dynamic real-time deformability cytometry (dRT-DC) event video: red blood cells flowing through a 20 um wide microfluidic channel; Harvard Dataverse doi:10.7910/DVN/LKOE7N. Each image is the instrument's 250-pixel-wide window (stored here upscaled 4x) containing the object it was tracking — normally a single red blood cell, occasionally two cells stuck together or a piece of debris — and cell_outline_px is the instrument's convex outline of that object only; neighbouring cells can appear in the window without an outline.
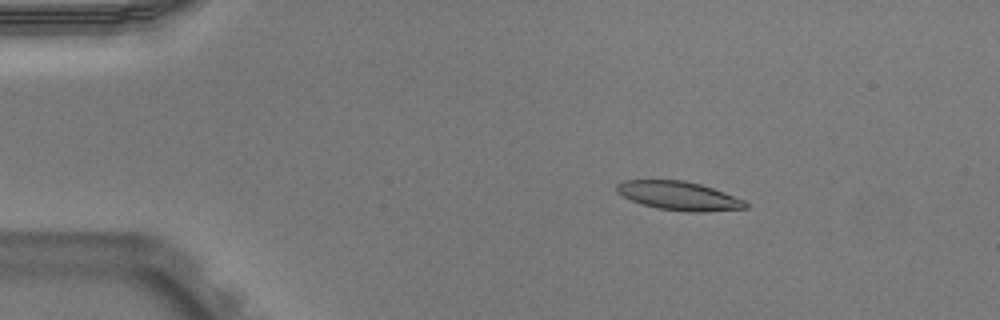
{"species": "Egyptian fruit bat (a non-hibernating species)", "species_latin": "Rousettus aegyptiacus", "temperature_condition": "warm", "stored_images_in_passage": 51, "camera_frame_rate_fps": 3000, "um_per_image_px": 0.085, "animal": {"sex": "male"}, "frame": {"image": 1, "passage_image": 8, "time_ms": 2.333, "image_size_px": [1000, 320], "cell_outline_px": [[748, 208], [704, 212], [688, 212], [660, 208], [640, 204], [616, 192], [616, 184], [624, 180], [684, 180], [700, 184], [724, 192], [744, 200], [748, 204]], "centroid_in_image_um": [57.71, 16.64], "position_along_channel_um": 27.3, "area_um2": 21.5}}
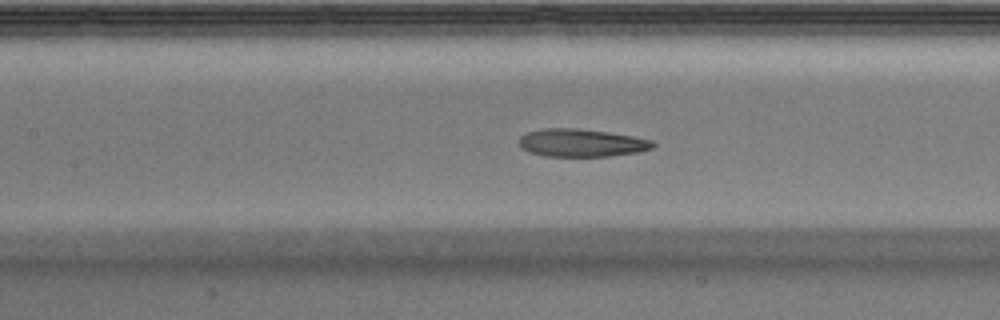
{"frame": {"image": 2, "passage_image": 23, "time_ms": 7.333, "image_size_px": [1000, 320], "cell_outline_px": [[656, 144], [652, 148], [640, 152], [608, 156], [544, 156], [520, 148], [520, 136], [528, 132], [544, 128], [576, 128], [608, 132], [632, 136], [652, 140]], "centroid_in_image_um": [49.44, 12.14], "position_along_channel_um": 158.0, "area_um2": 21.62}}
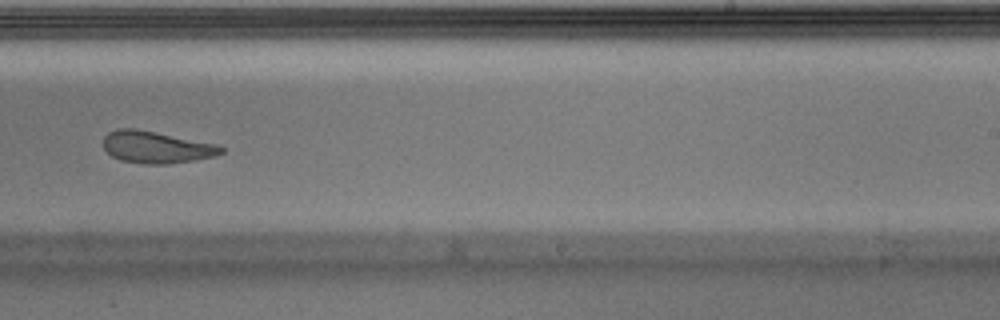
{"frame": {"image": 3, "passage_image": 32, "time_ms": 10.333, "image_size_px": [1000, 320], "cell_outline_px": [[224, 152], [212, 156], [192, 160], [168, 164], [144, 164], [120, 160], [112, 156], [104, 148], [104, 136], [108, 132], [116, 128], [136, 128], [216, 144], [224, 148]], "centroid_in_image_um": [13.24, 12.5], "position_along_channel_um": 275.8, "area_um2": 21.79}, "authors_computed_cell_mechanics": {"area_um2": 22.253, "velocity_mm_per_s": 3.9315, "shape_relaxation_time_tau1_ms": 4.744, "shape_relaxation_time_tau2_ms": 2.0604, "deformation_change_tau1": 0.1902, "deformation_change_tau2": 0.109}}